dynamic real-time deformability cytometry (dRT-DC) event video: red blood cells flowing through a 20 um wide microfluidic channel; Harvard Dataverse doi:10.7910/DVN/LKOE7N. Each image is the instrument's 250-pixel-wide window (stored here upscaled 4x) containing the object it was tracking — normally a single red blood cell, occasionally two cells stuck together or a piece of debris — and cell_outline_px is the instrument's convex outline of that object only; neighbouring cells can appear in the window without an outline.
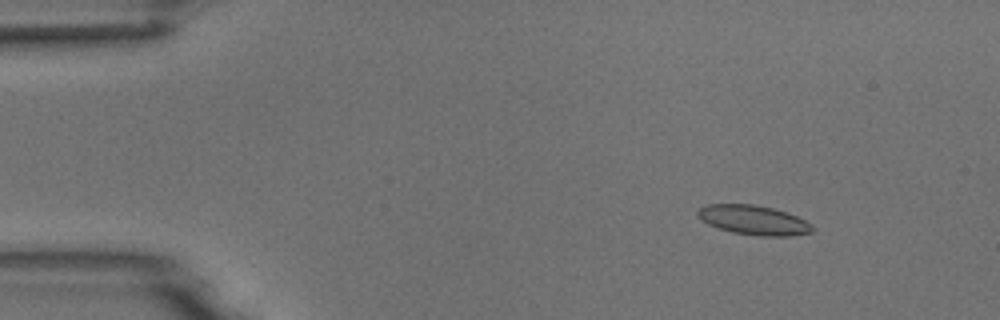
{"species": "common noctule bat (a hibernating species)", "species_latin": "Nyctalus noctula", "temperature_condition": "room temperature", "stored_images_in_passage": 54, "camera_frame_rate_fps": 3000, "um_per_image_px": 0.085, "animal": {"sex": "male", "body_mass_g": 18.8}, "frame": {"image": 1, "passage_image": 7, "time_ms": 2.0, "image_size_px": [1000, 320], "cell_outline_px": [[816, 228], [812, 232], [792, 236], [760, 236], [732, 232], [708, 224], [696, 216], [696, 208], [708, 204], [752, 204], [772, 208], [788, 212], [812, 224]], "centroid_in_image_um": [64.05, 18.7], "position_along_channel_um": 20.9, "area_um2": 19.88}}
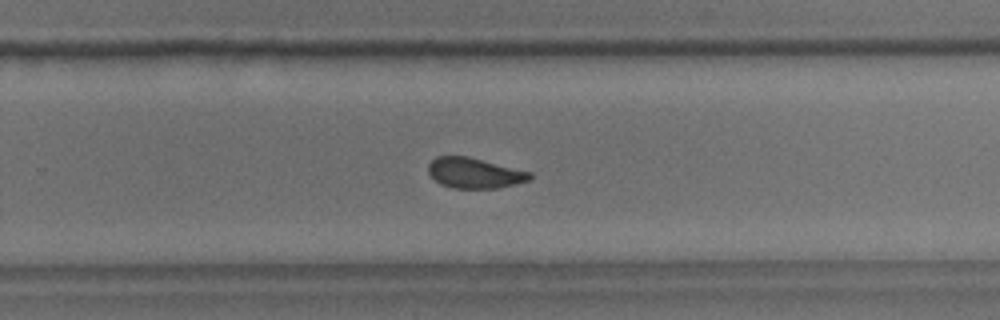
{"frame": {"image": 2, "passage_image": 35, "time_ms": 11.333, "image_size_px": [1000, 320], "cell_outline_px": [[532, 180], [516, 184], [496, 188], [452, 188], [440, 184], [428, 172], [428, 164], [436, 156], [468, 156], [532, 172]], "centroid_in_image_um": [40.36, 14.7], "position_along_channel_um": 289.4, "area_um2": 18.09}}
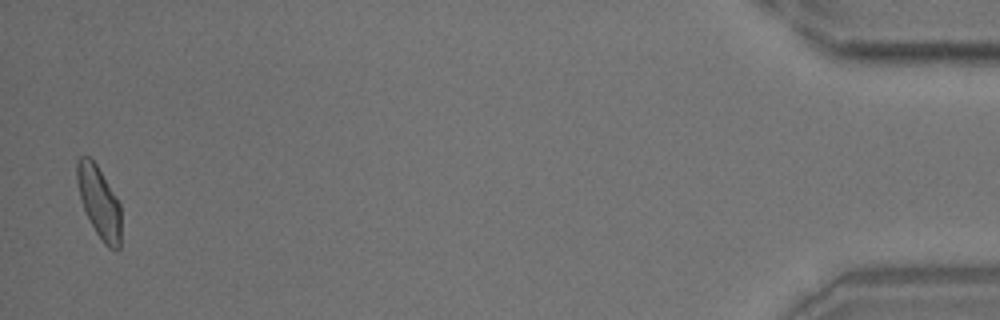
{"frame": {"image": 3, "passage_image": 53, "time_ms": 17.333, "image_size_px": [1000, 320], "cell_outline_px": [[120, 248], [116, 252], [108, 248], [104, 244], [96, 232], [80, 200], [76, 180], [76, 160], [80, 156], [88, 156], [96, 164], [120, 204]], "centroid_in_image_um": [8.41, 17.19], "position_along_channel_um": 426.8, "area_um2": 18.26}, "authors_computed_cell_mechanics": {"area_um2": 18.9584, "velocity_mm_per_s": 3.7633, "shape_relaxation_time_tau1_ms": 9.7822, "shape_relaxation_time_tau2_ms": 1.7667, "deformation_change_tau1": 0.1585, "deformation_change_tau2": 0.0871}}